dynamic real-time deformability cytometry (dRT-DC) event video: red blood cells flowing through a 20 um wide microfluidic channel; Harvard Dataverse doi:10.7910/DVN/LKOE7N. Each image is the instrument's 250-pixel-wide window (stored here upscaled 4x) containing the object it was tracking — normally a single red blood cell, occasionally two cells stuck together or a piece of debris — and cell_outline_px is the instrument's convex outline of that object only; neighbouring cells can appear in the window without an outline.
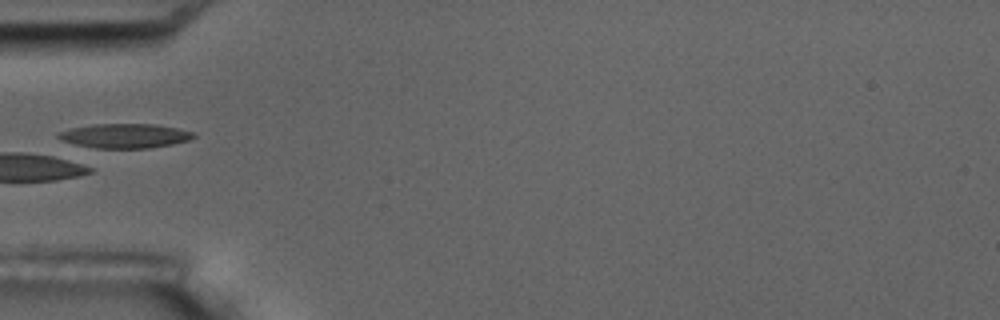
{"species": "common noctule bat (a hibernating species)", "species_latin": "Nyctalus noctula", "temperature_condition": "room temperature", "stored_images_in_passage": 8, "camera_frame_rate_fps": 3000, "um_per_image_px": 0.085, "animal": {"sex": "male", "body_mass_g": 17.5, "forearm_length_mm": 52.3}, "frame": {"image": 1, "passage_image": 6, "time_ms": 6.0, "image_size_px": [1000, 320], "cell_outline_px": [[196, 136], [188, 140], [172, 144], [148, 148], [96, 148], [68, 144], [60, 140], [56, 136], [56, 132], [68, 128], [92, 124], [156, 124], [180, 128], [192, 132]], "centroid_in_image_um": [10.52, 11.54], "position_along_channel_um": 74.5, "area_um2": 19.59}}